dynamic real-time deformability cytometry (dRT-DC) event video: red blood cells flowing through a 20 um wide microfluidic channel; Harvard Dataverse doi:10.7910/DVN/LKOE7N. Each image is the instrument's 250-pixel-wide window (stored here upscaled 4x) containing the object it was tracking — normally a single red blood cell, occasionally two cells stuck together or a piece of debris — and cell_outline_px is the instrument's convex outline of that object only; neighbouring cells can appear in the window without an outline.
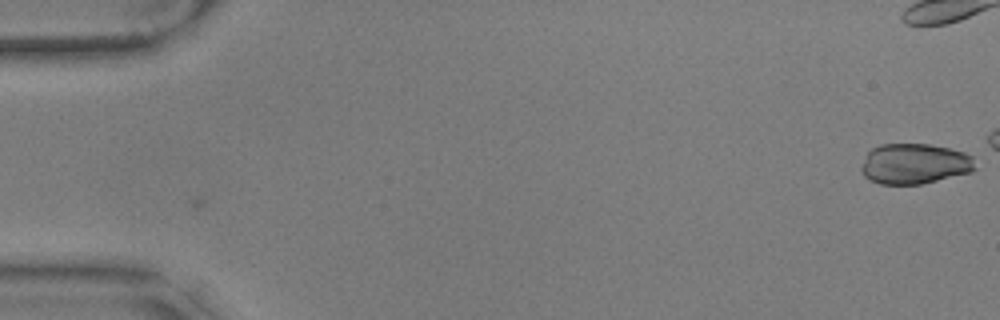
{"species": "common noctule bat (a hibernating species)", "species_latin": "Nyctalus noctula", "temperature_condition": "warm", "stored_images_in_passage": 3, "camera_frame_rate_fps": 3000, "um_per_image_px": 0.085, "animal": {"sex": "male", "body_mass_g": 17.9, "forearm_length_mm": 54.2}, "frame": {"image": 1, "passage_image": 1, "time_ms": 0.0, "image_size_px": [1000, 320], "cell_outline_px": [[976, 168], [972, 172], [920, 184], [880, 184], [864, 176], [860, 168], [868, 152], [872, 148], [880, 144], [928, 144], [948, 148], [964, 152], [972, 156]], "centroid_in_image_um": [77.74, 13.92], "position_along_channel_um": 7.3, "area_um2": 26.76}}